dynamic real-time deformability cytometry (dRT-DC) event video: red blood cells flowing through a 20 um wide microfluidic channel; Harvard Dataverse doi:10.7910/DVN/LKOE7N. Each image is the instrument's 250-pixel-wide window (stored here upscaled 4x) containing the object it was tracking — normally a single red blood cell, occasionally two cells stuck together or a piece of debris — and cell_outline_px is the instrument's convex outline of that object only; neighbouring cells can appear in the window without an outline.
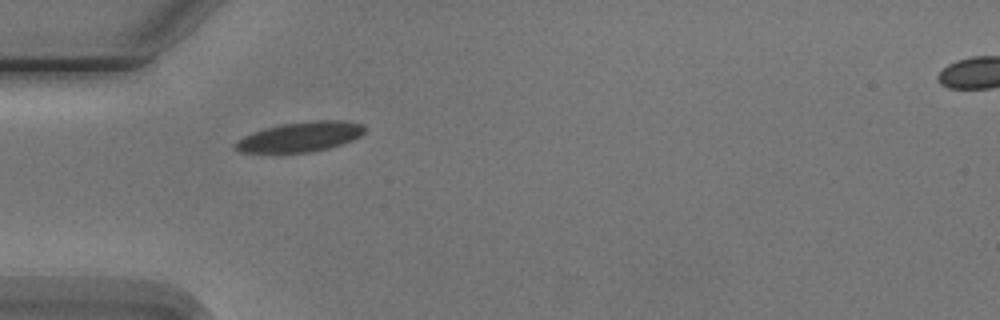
{"species": "Egyptian fruit bat (a non-hibernating species)", "species_latin": "Rousettus aegyptiacus", "temperature_condition": "cold", "stored_images_in_passage": 2, "segment_of_instrument_passage": [1, 2], "camera_frame_rate_fps": 3000, "um_per_image_px": 0.085, "animal": {"sex": "male"}, "frame": {"image": 1, "passage_image": 1, "time_ms": 0.0, "image_size_px": [1000, 320], "cell_outline_px": [[364, 132], [360, 136], [352, 140], [328, 148], [312, 152], [236, 152], [232, 148], [232, 144], [236, 140], [244, 136], [268, 128], [284, 124], [312, 120], [344, 120], [364, 124]], "centroid_in_image_um": [25.51, 11.63], "position_along_channel_um": 59.5, "area_um2": 22.37}}